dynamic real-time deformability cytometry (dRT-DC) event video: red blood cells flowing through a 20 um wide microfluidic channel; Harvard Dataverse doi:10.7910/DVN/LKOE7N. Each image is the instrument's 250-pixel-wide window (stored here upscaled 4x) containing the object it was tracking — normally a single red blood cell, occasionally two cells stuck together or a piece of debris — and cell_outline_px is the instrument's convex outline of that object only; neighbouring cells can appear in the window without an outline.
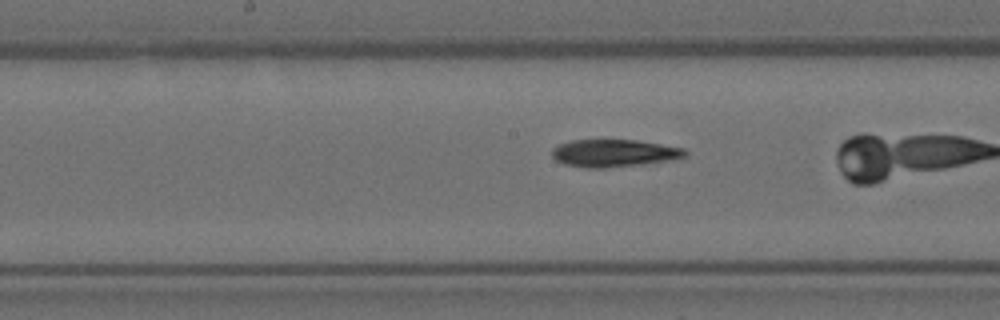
{"species": "Egyptian fruit bat (a non-hibernating species)", "species_latin": "Rousettus aegyptiacus", "temperature_condition": "room temperature", "stored_images_in_passage": 37, "camera_frame_rate_fps": 3000, "um_per_image_px": 0.085, "animal": {"sex": "female"}, "frame": {"image": 1, "passage_image": 22, "time_ms": 7.0, "image_size_px": [1000, 320], "cell_outline_px": [[688, 152], [684, 156], [668, 160], [608, 168], [584, 168], [564, 164], [556, 160], [552, 156], [552, 148], [560, 144], [572, 140], [636, 140], [684, 148]], "centroid_in_image_um": [52.14, 13.02], "position_along_channel_um": 196.1, "area_um2": 21.1}}